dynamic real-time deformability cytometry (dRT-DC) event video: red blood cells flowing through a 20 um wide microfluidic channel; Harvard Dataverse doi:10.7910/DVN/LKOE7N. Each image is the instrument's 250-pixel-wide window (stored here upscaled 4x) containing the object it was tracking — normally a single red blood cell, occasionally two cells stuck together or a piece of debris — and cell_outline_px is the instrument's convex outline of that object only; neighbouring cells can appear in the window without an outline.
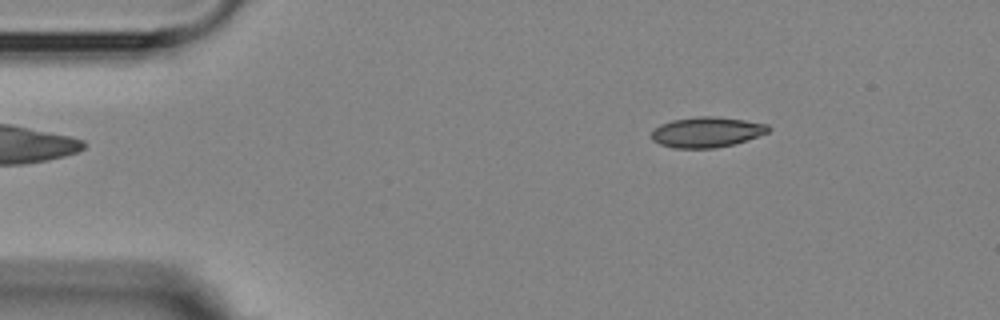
{"species": "Egyptian fruit bat (a non-hibernating species)", "species_latin": "Rousettus aegyptiacus", "temperature_condition": "room temperature", "stored_images_in_passage": 3, "camera_frame_rate_fps": 3000, "um_per_image_px": 0.085, "animal": {"sex": "female"}, "frame": {"image": 1, "passage_image": 1, "time_ms": 0.0, "image_size_px": [1000, 320], "cell_outline_px": [[772, 128], [768, 132], [732, 144], [716, 148], [676, 148], [660, 144], [652, 140], [652, 132], [660, 124], [672, 120], [696, 116], [716, 116], [744, 120], [768, 124]], "centroid_in_image_um": [60.06, 11.22], "position_along_channel_um": 24.9, "area_um2": 20.52}}